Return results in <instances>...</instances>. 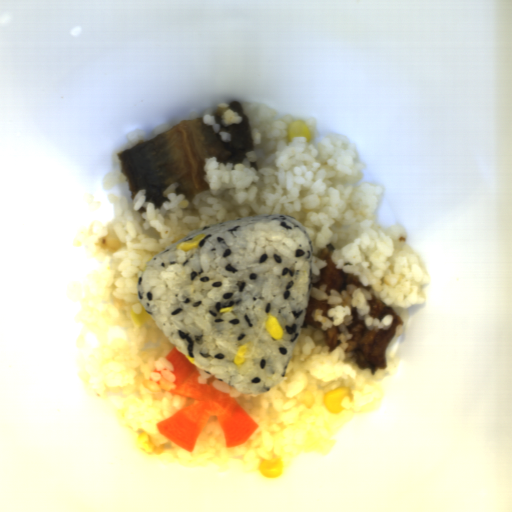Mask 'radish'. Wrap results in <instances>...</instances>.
<instances>
[{
    "label": "radish",
    "mask_w": 512,
    "mask_h": 512,
    "mask_svg": "<svg viewBox=\"0 0 512 512\" xmlns=\"http://www.w3.org/2000/svg\"><path fill=\"white\" fill-rule=\"evenodd\" d=\"M166 360L175 376L171 393L188 401L176 413L157 422L161 434L191 452L206 424L216 417L226 448L242 446L251 438L258 424L237 399L211 383L200 384V368L176 347Z\"/></svg>",
    "instance_id": "radish-1"
}]
</instances>
